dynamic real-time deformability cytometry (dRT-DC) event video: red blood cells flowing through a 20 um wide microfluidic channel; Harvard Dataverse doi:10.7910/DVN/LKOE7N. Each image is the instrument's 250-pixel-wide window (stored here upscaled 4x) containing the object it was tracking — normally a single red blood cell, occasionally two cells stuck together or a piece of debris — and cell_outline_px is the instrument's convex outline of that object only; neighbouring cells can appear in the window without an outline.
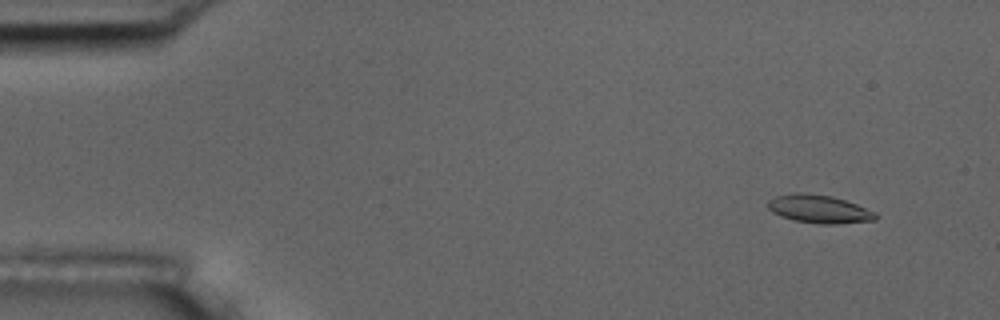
{"species": "common noctule bat (a hibernating species)", "species_latin": "Nyctalus noctula", "temperature_condition": "room temperature", "stored_images_in_passage": 56, "camera_frame_rate_fps": 3000, "um_per_image_px": 0.085, "animal": {"sex": "male", "body_mass_g": 17.5, "forearm_length_mm": 52.3}, "frame": {"image": 1, "passage_image": 5, "time_ms": 1.333, "image_size_px": [1000, 320], "cell_outline_px": [[876, 220], [836, 224], [820, 224], [796, 220], [780, 216], [772, 212], [768, 208], [768, 200], [776, 196], [792, 192], [804, 192], [832, 196], [856, 204], [876, 212]], "centroid_in_image_um": [69.6, 17.76], "position_along_channel_um": 15.4, "area_um2": 17.69}}
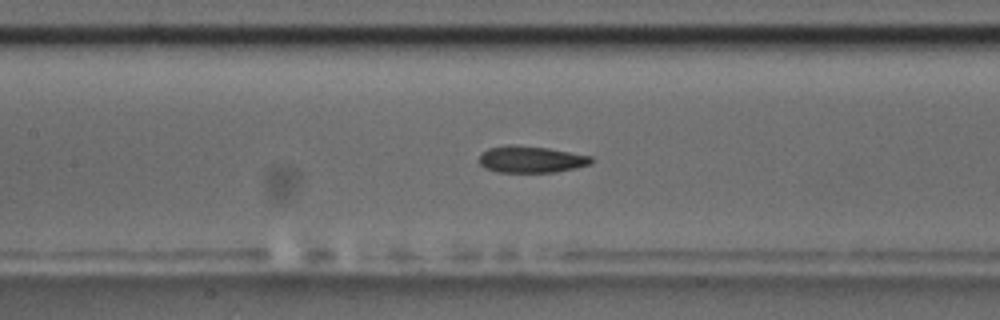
{"frame": {"image": 2, "passage_image": 26, "time_ms": 8.333, "image_size_px": [1000, 320], "cell_outline_px": [[592, 164], [576, 168], [556, 172], [496, 172], [484, 168], [480, 164], [480, 152], [488, 148], [548, 148], [592, 156]], "centroid_in_image_um": [45.19, 13.6], "position_along_channel_um": 162.2, "area_um2": 16.7}}
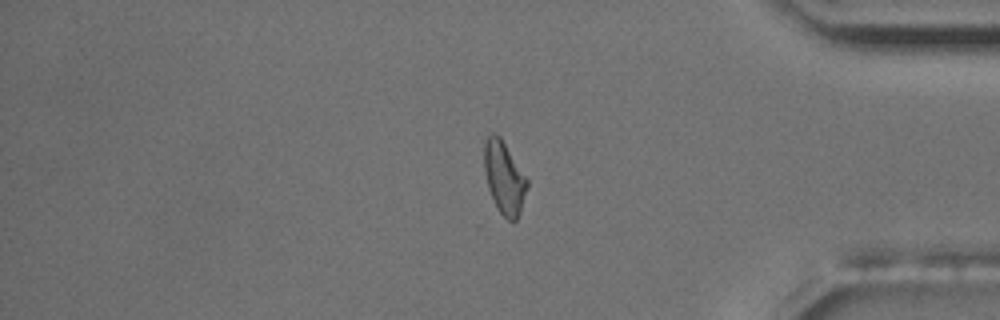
{"frame": {"image": 3, "passage_image": 47, "time_ms": 15.333, "image_size_px": [1000, 320], "cell_outline_px": [[528, 188], [520, 212], [516, 220], [508, 220], [500, 212], [488, 188], [484, 168], [484, 140], [492, 132], [496, 132], [500, 136], [528, 180]], "centroid_in_image_um": [42.85, 15.06], "position_along_channel_um": 392.3, "area_um2": 17.98}, "authors_computed_cell_mechanics": {"area_um2": 17.7157, "velocity_mm_per_s": 3.6351, "shape_relaxation_time_tau1_ms": 6.2445, "shape_relaxation_time_tau2_ms": 2.2156, "deformation_change_tau1": 0.1561, "deformation_change_tau2": 0.0893}}